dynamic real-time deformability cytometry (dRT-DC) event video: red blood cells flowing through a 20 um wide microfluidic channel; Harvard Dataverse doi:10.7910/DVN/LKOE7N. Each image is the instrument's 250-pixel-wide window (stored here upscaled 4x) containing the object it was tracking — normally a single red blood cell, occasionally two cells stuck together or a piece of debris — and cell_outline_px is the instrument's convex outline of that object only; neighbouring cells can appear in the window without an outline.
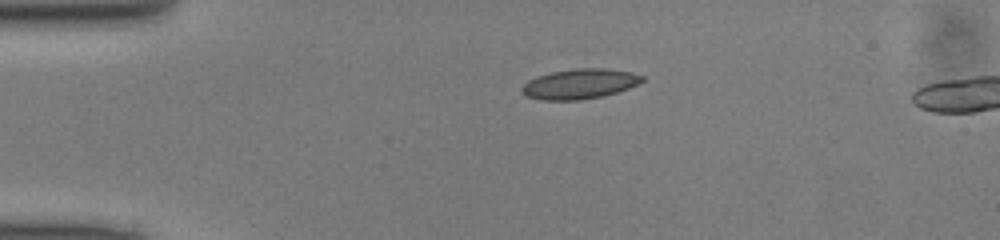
{"species": "common noctule bat (a hibernating species)", "species_latin": "Nyctalus noctula", "temperature_condition": "cold", "stored_images_in_passage": 34, "camera_frame_rate_fps": 3000, "um_per_image_px": 0.085, "animal": {"sex": "male", "body_mass_g": 13.0, "forearm_length_mm": 53.1}, "frame": {"image": 1, "passage_image": 1, "time_ms": 0.0, "image_size_px": [1000, 240], "cell_outline_px": [[644, 80], [628, 88], [604, 96], [580, 100], [540, 100], [528, 96], [520, 92], [520, 88], [528, 80], [536, 76], [552, 72], [576, 68], [604, 68], [632, 72], [644, 76]], "centroid_in_image_um": [49.25, 7.13], "position_along_channel_um": 35.8, "area_um2": 21.1}}
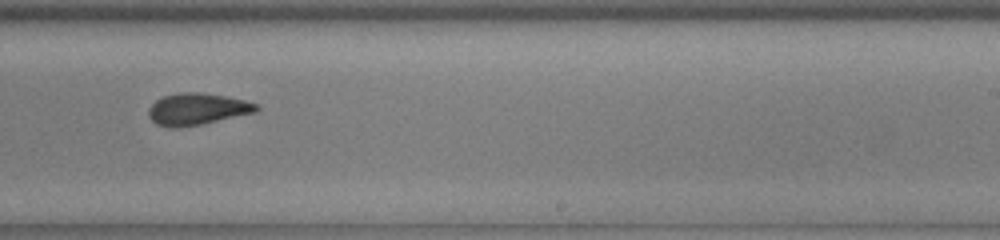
{"frame": {"image": 2, "passage_image": 21, "time_ms": 6.667, "image_size_px": [1000, 240], "cell_outline_px": [[260, 108], [256, 112], [200, 124], [180, 128], [168, 128], [156, 124], [148, 116], [148, 108], [156, 100], [164, 96], [180, 92], [196, 92], [224, 96], [244, 100], [260, 104]], "centroid_in_image_um": [16.74, 9.28], "position_along_channel_um": 272.3, "area_um2": 19.94}}
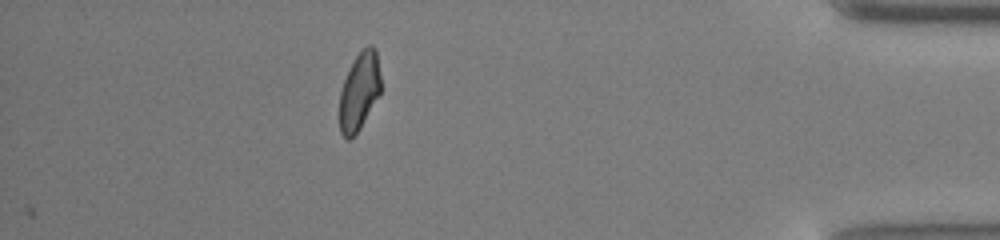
{"frame": {"image": 3, "passage_image": 34, "time_ms": 11.0, "image_size_px": [1000, 240], "cell_outline_px": [[380, 92], [360, 128], [348, 140], [340, 132], [340, 92], [344, 80], [356, 56], [368, 44], [372, 44], [376, 52], [380, 76]], "centroid_in_image_um": [30.54, 7.76], "position_along_channel_um": 404.7, "area_um2": 18.15}}